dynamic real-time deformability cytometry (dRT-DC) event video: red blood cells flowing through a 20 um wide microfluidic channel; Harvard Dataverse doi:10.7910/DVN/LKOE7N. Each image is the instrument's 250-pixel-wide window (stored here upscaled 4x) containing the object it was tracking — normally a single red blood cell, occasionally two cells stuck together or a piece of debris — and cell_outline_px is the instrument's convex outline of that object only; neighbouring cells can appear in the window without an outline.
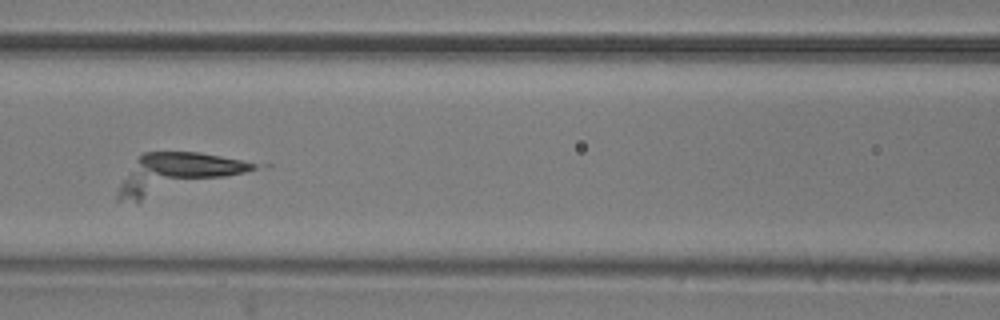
{"species": "common noctule bat (a hibernating species)", "species_latin": "Nyctalus noctula", "temperature_condition": "room temperature", "stored_images_in_passage": 47, "camera_frame_rate_fps": 3000, "um_per_image_px": 0.085, "animal": {"sex": "male", "body_mass_g": 20.5, "forearm_length_mm": 52.5}, "frame": {"image": 1, "passage_image": 15, "time_ms": 4.667, "image_size_px": [1000, 320], "cell_outline_px": [[256, 168], [244, 172], [136, 204], [116, 200], [116, 196], [120, 184], [136, 160], [144, 152], [200, 152], [240, 160], [256, 164]], "centroid_in_image_um": [14.87, 14.78], "position_along_channel_um": 151.7, "area_um2": 30.92}}
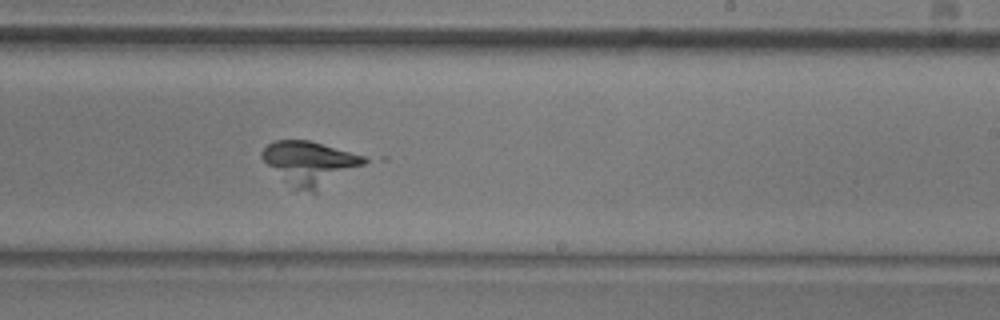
{"frame": {"image": 2, "passage_image": 24, "time_ms": 7.667, "image_size_px": [1000, 320], "cell_outline_px": [[372, 160], [316, 192], [312, 192], [292, 188], [260, 156], [260, 152], [272, 140], [308, 140], [364, 156]], "centroid_in_image_um": [26.35, 13.87], "position_along_channel_um": 262.6, "area_um2": 25.89}}
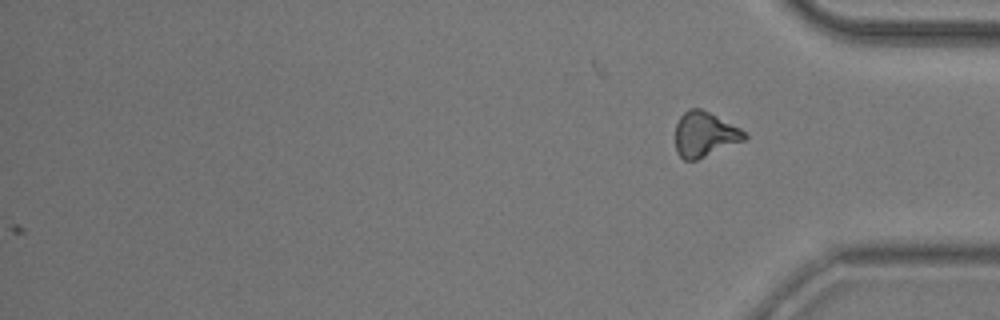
{"frame": {"image": 3, "passage_image": 47, "time_ms": 15.333, "image_size_px": [1000, 320], "cell_outline_px": [[748, 136], [744, 140], [696, 160], [684, 160], [676, 152], [676, 124], [680, 116], [688, 108], [700, 108], [740, 128]], "centroid_in_image_um": [59.86, 11.42], "position_along_channel_um": 375.3, "area_um2": 17.86}}